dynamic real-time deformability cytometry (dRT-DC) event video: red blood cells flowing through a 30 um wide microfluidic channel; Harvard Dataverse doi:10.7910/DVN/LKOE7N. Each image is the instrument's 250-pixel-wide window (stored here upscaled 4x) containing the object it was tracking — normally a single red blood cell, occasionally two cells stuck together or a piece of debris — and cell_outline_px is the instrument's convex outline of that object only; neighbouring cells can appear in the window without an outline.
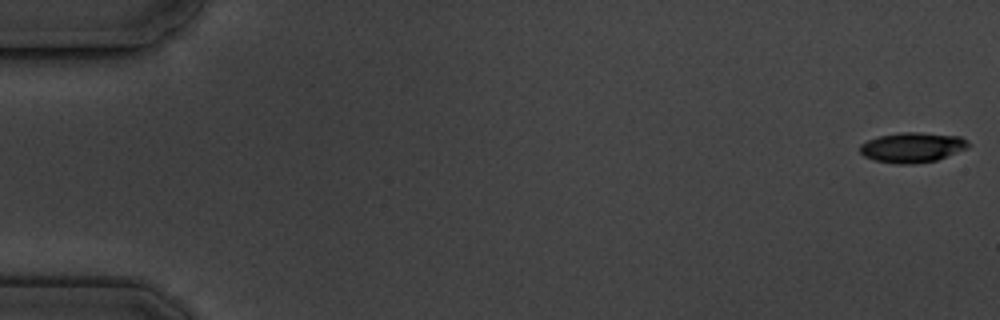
{"species": "common noctule bat (a hibernating species)", "species_latin": "Nyctalus noctula", "temperature_condition": "cold", "stored_images_in_passage": 8, "camera_frame_rate_fps": 3000, "um_per_image_px": 0.085, "animal": {"sex": "male", "body_mass_g": 19.5, "forearm_length_mm": 54.6}, "frame": {"image": 1, "passage_image": 1, "time_ms": 0.0, "image_size_px": [1000, 320], "cell_outline_px": [[972, 144], [968, 148], [936, 160], [912, 164], [900, 164], [876, 160], [864, 156], [860, 152], [860, 144], [868, 140], [880, 136], [900, 132], [920, 132], [960, 136], [968, 140]], "centroid_in_image_um": [77.59, 12.52], "position_along_channel_um": 7.4, "area_um2": 18.96}}
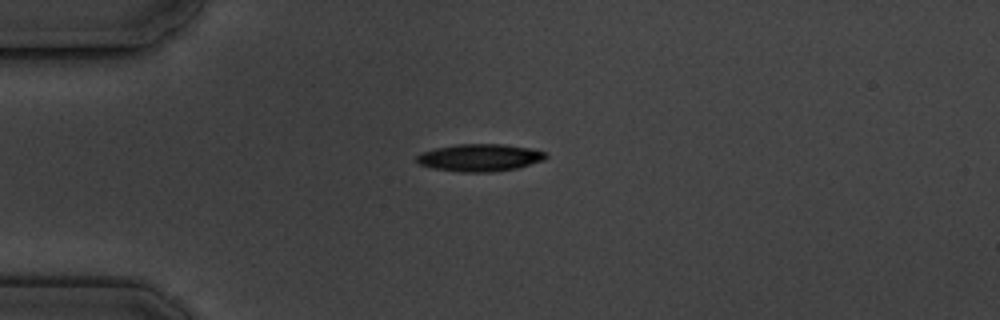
{"frame": {"image": 2, "passage_image": 5, "time_ms": 4.667, "image_size_px": [1000, 320], "cell_outline_px": [[548, 156], [544, 160], [516, 168], [492, 172], [460, 172], [432, 168], [420, 164], [416, 160], [416, 156], [424, 152], [436, 148], [456, 144], [504, 144], [528, 148], [548, 152]], "centroid_in_image_um": [40.8, 13.4], "position_along_channel_um": 44.2, "area_um2": 20.52}}